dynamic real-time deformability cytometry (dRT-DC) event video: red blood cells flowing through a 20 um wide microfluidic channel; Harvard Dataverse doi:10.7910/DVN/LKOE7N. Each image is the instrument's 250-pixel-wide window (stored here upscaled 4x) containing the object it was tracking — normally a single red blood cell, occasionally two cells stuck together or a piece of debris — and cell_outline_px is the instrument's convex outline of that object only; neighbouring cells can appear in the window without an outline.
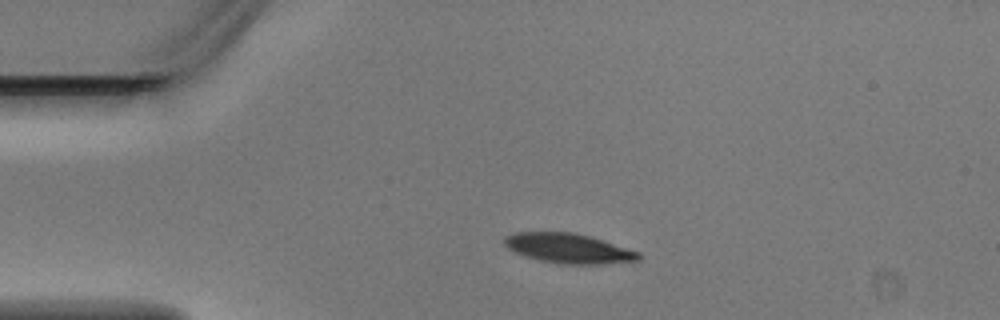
{"species": "Egyptian fruit bat (a non-hibernating species)", "species_latin": "Rousettus aegyptiacus", "temperature_condition": "warm", "stored_images_in_passage": 3, "camera_frame_rate_fps": 3000, "um_per_image_px": 0.085, "animal": {"sex": "male"}, "frame": {"image": 1, "passage_image": 3, "time_ms": 0.667, "image_size_px": [1000, 320], "cell_outline_px": [[640, 260], [600, 264], [560, 264], [540, 260], [516, 252], [508, 248], [504, 244], [504, 236], [512, 232], [572, 232], [588, 236], [640, 252]], "centroid_in_image_um": [48.3, 21.1], "position_along_channel_um": 36.7, "area_um2": 23.0}}